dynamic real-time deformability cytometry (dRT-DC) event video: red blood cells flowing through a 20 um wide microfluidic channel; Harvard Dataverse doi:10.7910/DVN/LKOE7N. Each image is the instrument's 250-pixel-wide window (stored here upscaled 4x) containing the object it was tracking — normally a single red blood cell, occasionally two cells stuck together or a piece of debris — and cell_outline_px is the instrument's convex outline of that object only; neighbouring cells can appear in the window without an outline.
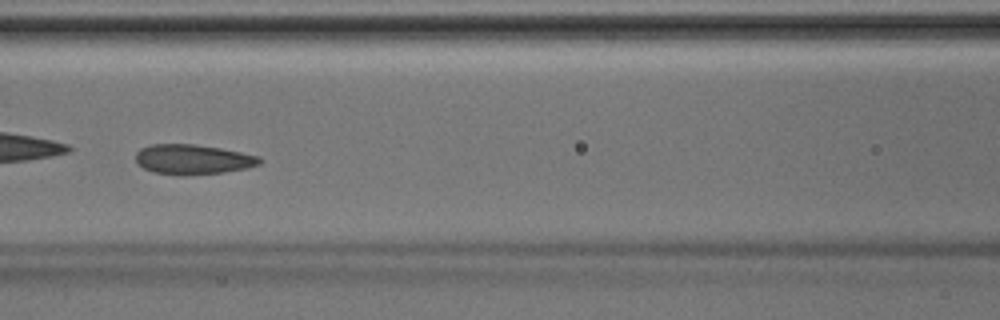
{"species": "Egyptian fruit bat (a non-hibernating species)", "species_latin": "Rousettus aegyptiacus", "temperature_condition": "room temperature", "stored_images_in_passage": 36, "camera_frame_rate_fps": 3000, "um_per_image_px": 0.085, "animal": {"sex": "male"}, "frame": {"image": 1, "passage_image": 11, "time_ms": 3.333, "image_size_px": [1000, 320], "cell_outline_px": [[260, 164], [248, 168], [224, 172], [184, 176], [180, 176], [152, 172], [136, 164], [136, 152], [140, 148], [152, 144], [192, 144], [220, 148], [260, 156]], "centroid_in_image_um": [16.36, 13.56], "position_along_channel_um": 150.2, "area_um2": 21.79}}